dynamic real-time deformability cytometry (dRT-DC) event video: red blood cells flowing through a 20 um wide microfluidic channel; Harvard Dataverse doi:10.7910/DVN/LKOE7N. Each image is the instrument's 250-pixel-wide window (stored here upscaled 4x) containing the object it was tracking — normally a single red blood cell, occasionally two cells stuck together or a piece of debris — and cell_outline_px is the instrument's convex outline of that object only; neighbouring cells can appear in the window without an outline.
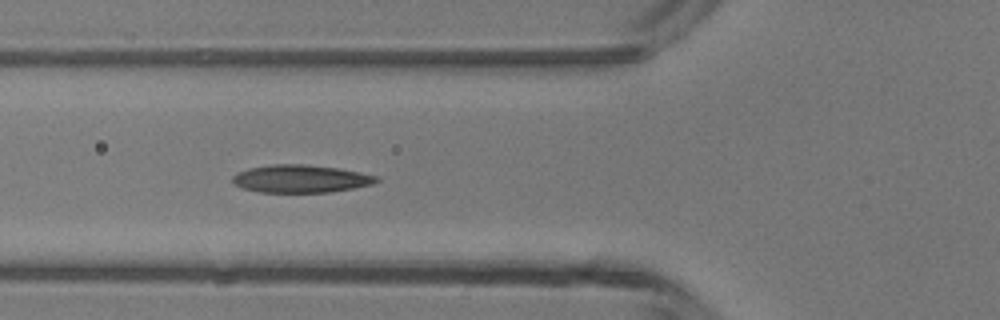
{"species": "common noctule bat (a hibernating species)", "species_latin": "Nyctalus noctula", "temperature_condition": "room temperature", "stored_images_in_passage": 22, "camera_frame_rate_fps": 3000, "um_per_image_px": 0.085, "animal": {"sex": "male", "body_mass_g": 13.3}, "frame": {"image": 1, "passage_image": 5, "time_ms": 1.333, "image_size_px": [1000, 320], "cell_outline_px": [[380, 180], [372, 184], [352, 188], [328, 192], [260, 192], [244, 188], [236, 184], [232, 180], [232, 176], [236, 172], [248, 168], [272, 164], [304, 164], [340, 168], [380, 176]], "centroid_in_image_um": [25.58, 15.18], "position_along_channel_um": 100.2, "area_um2": 23.29}}
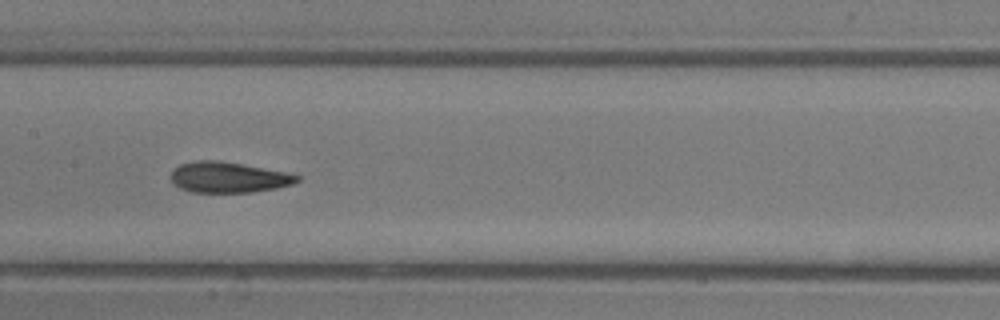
{"frame": {"image": 2, "passage_image": 11, "time_ms": 3.333, "image_size_px": [1000, 320], "cell_outline_px": [[300, 180], [292, 184], [276, 188], [252, 192], [192, 192], [180, 188], [172, 180], [172, 168], [180, 164], [196, 160], [216, 160], [240, 164], [284, 172], [300, 176]], "centroid_in_image_um": [19.39, 15.07], "position_along_channel_um": 188.0, "area_um2": 22.25}}
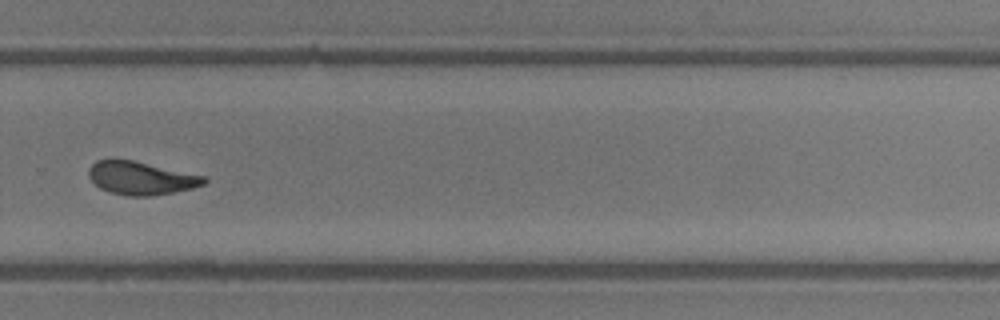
{"frame": {"image": 3, "passage_image": 20, "time_ms": 6.333, "image_size_px": [1000, 320], "cell_outline_px": [[208, 180], [204, 184], [192, 188], [152, 196], [128, 196], [108, 192], [100, 188], [88, 176], [88, 168], [96, 160], [132, 160], [208, 176]], "centroid_in_image_um": [12.01, 15.14], "position_along_channel_um": 317.8, "area_um2": 22.31}}